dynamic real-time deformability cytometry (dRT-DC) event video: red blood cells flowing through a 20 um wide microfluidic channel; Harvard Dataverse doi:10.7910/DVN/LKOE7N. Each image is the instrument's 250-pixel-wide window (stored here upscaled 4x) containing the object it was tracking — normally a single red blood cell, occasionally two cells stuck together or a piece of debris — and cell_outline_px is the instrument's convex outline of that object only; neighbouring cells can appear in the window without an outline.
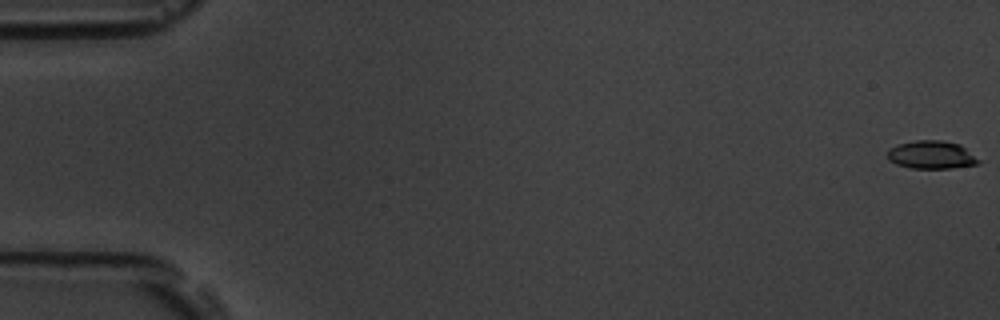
{"species": "common noctule bat (a hibernating species)", "species_latin": "Nyctalus noctula", "temperature_condition": "room temperature", "stored_images_in_passage": 8, "camera_frame_rate_fps": 3000, "um_per_image_px": 0.085, "animal": {"sex": "male", "body_mass_g": 19.5, "forearm_length_mm": 54.6}, "frame": {"image": 1, "passage_image": 1, "time_ms": 0.0, "image_size_px": [1000, 320], "cell_outline_px": [[980, 164], [952, 168], [912, 168], [896, 164], [888, 160], [888, 148], [896, 144], [916, 140], [944, 140], [960, 144], [980, 160]], "centroid_in_image_um": [79.16, 13.15], "position_along_channel_um": 5.8, "area_um2": 15.03}}